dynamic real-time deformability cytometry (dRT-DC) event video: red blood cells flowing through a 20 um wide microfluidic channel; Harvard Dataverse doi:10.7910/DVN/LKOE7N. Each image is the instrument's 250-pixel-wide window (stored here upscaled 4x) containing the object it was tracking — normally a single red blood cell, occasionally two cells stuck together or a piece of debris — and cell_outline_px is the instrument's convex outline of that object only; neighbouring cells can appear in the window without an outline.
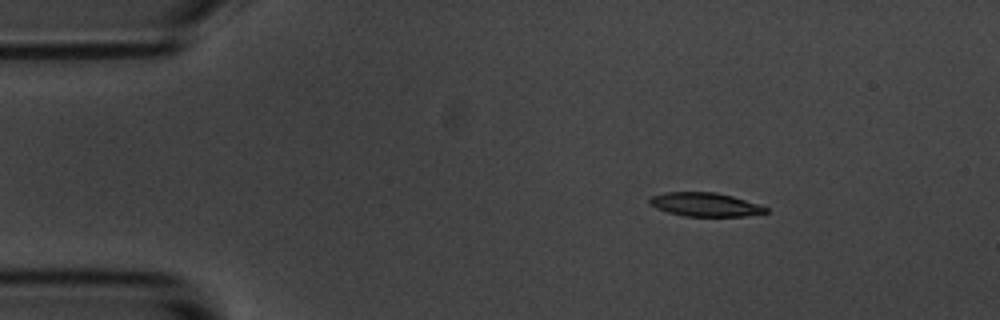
{"species": "common noctule bat (a hibernating species)", "species_latin": "Nyctalus noctula", "temperature_condition": "room temperature", "stored_images_in_passage": 3, "camera_frame_rate_fps": 3000, "um_per_image_px": 0.085, "animal": {"sex": "male", "body_mass_g": 20.1, "forearm_length_mm": 53.5}, "frame": {"image": 1, "passage_image": 1, "time_ms": 0.0, "image_size_px": [1000, 320], "cell_outline_px": [[768, 212], [744, 216], [684, 216], [668, 212], [656, 208], [648, 204], [648, 200], [652, 196], [664, 192], [716, 192], [732, 196], [760, 204], [768, 208]], "centroid_in_image_um": [59.92, 17.38], "position_along_channel_um": 25.1, "area_um2": 16.13}}